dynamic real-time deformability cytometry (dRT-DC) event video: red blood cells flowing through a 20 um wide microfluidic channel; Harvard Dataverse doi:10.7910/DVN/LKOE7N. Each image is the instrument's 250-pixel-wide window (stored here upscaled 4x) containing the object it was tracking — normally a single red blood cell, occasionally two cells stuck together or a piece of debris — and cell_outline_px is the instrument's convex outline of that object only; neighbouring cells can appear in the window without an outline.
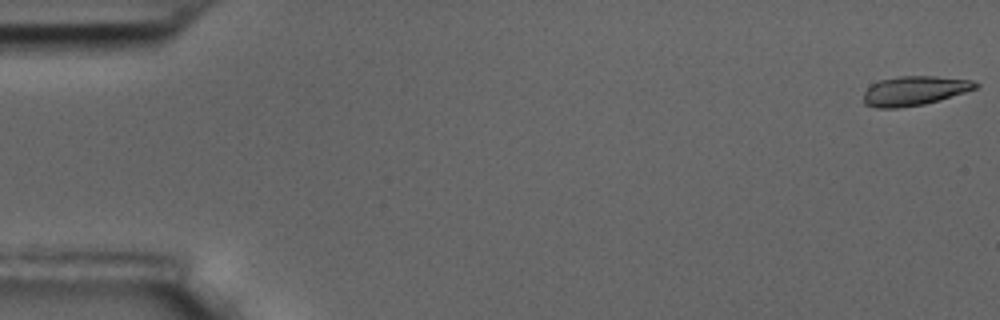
{"species": "common noctule bat (a hibernating species)", "species_latin": "Nyctalus noctula", "temperature_condition": "room temperature", "stored_images_in_passage": 5, "camera_frame_rate_fps": 3000, "um_per_image_px": 0.085, "animal": {"sex": "male", "body_mass_g": 17.5, "forearm_length_mm": 52.3}, "frame": {"image": 1, "passage_image": 1, "time_ms": 0.0, "image_size_px": [1000, 320], "cell_outline_px": [[980, 84], [976, 88], [940, 100], [924, 104], [896, 108], [876, 108], [864, 104], [864, 92], [872, 84], [880, 80], [900, 76], [936, 76], [972, 80]], "centroid_in_image_um": [77.72, 7.71], "position_along_channel_um": 7.3, "area_um2": 19.07}}
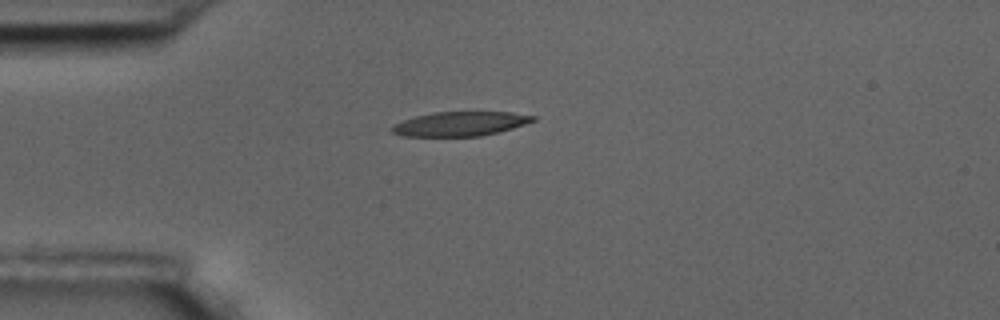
{"frame": {"image": 2, "passage_image": 5, "time_ms": 1.333, "image_size_px": [1000, 320], "cell_outline_px": [[536, 120], [512, 128], [480, 136], [404, 136], [392, 132], [392, 124], [416, 116], [432, 112], [512, 112], [536, 116]], "centroid_in_image_um": [39.11, 10.52], "position_along_channel_um": 45.9, "area_um2": 19.83}}